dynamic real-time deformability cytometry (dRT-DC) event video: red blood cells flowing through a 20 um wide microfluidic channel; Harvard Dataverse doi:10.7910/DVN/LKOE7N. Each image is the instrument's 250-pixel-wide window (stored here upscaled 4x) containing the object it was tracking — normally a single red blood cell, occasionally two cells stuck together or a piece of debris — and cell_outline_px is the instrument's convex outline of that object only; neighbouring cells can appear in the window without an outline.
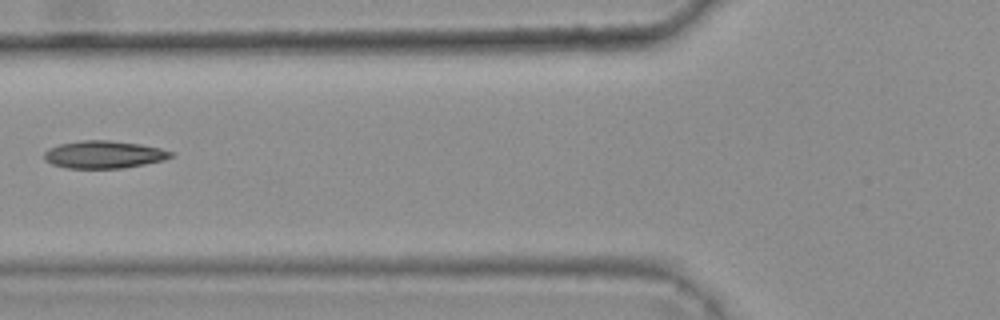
{"species": "common noctule bat (a hibernating species)", "species_latin": "Nyctalus noctula", "temperature_condition": "warm", "stored_images_in_passage": 4, "camera_frame_rate_fps": 3000, "um_per_image_px": 0.085, "animal": {"sex": "female", "body_mass_g": 25.1}, "frame": {"image": 1, "passage_image": 3, "time_ms": 0.667, "image_size_px": [1000, 320], "cell_outline_px": [[176, 152], [172, 156], [164, 160], [144, 164], [120, 168], [68, 168], [52, 164], [44, 160], [44, 152], [48, 148], [60, 144], [84, 140], [108, 140], [140, 144], [160, 148]], "centroid_in_image_um": [8.83, 13.13], "position_along_channel_um": 117.0, "area_um2": 20.29}}
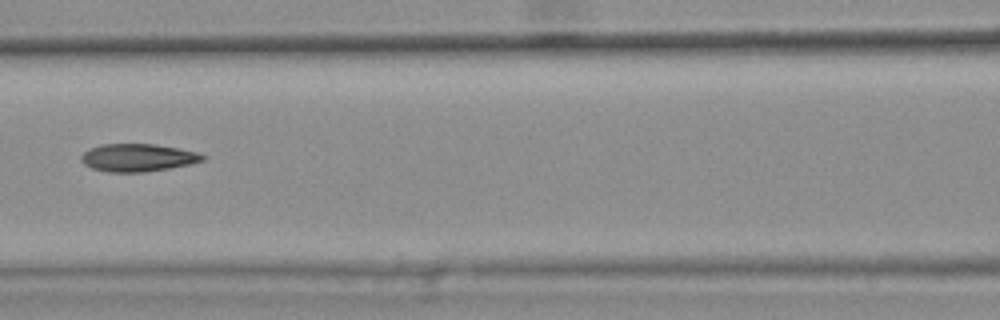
{"frame": {"image": 2, "passage_image": 4, "time_ms": 1.0, "image_size_px": [1000, 320], "cell_outline_px": [[208, 156], [204, 160], [192, 164], [144, 172], [108, 172], [92, 168], [84, 164], [80, 160], [80, 156], [88, 148], [100, 144], [156, 144], [180, 148], [196, 152]], "centroid_in_image_um": [11.71, 13.39], "position_along_channel_um": 154.9, "area_um2": 19.83}}